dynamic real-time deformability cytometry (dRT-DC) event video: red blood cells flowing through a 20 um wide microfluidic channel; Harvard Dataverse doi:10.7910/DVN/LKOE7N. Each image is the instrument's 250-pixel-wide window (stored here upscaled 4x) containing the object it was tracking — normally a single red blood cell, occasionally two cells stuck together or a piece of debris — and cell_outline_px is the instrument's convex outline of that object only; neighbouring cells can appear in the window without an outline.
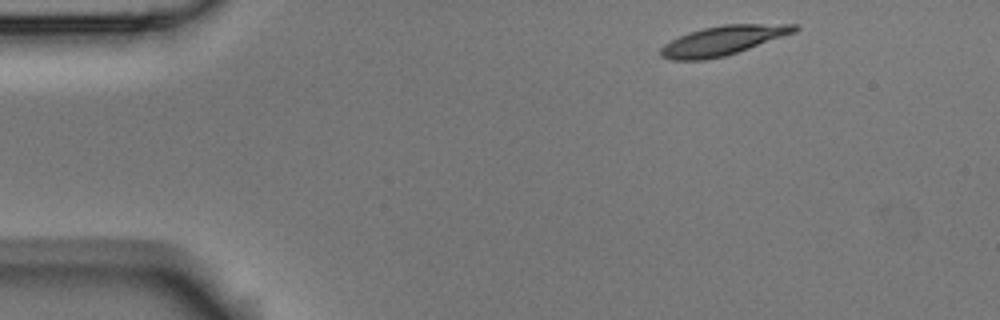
{"species": "Egyptian fruit bat (a non-hibernating species)", "species_latin": "Rousettus aegyptiacus", "temperature_condition": "room temperature", "stored_images_in_passage": 47, "camera_frame_rate_fps": 3000, "um_per_image_px": 0.085, "animal": {"sex": "male"}, "frame": {"image": 1, "passage_image": 1, "time_ms": 0.0, "image_size_px": [1000, 320], "cell_outline_px": [[800, 28], [796, 32], [724, 56], [704, 60], [672, 60], [660, 56], [660, 48], [664, 44], [688, 32], [704, 28], [724, 24], [796, 24]], "centroid_in_image_um": [61.43, 3.44], "position_along_channel_um": 23.6, "area_um2": 22.66}}
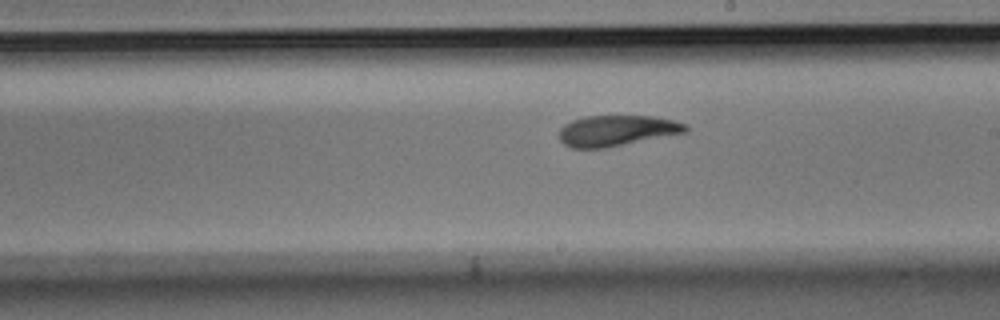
{"frame": {"image": 2, "passage_image": 24, "time_ms": 7.667, "image_size_px": [1000, 320], "cell_outline_px": [[688, 132], [608, 148], [572, 148], [564, 144], [560, 140], [560, 128], [564, 124], [572, 120], [584, 116], [652, 116], [672, 120], [688, 124]], "centroid_in_image_um": [52.44, 11.11], "position_along_channel_um": 236.6, "area_um2": 22.89}}
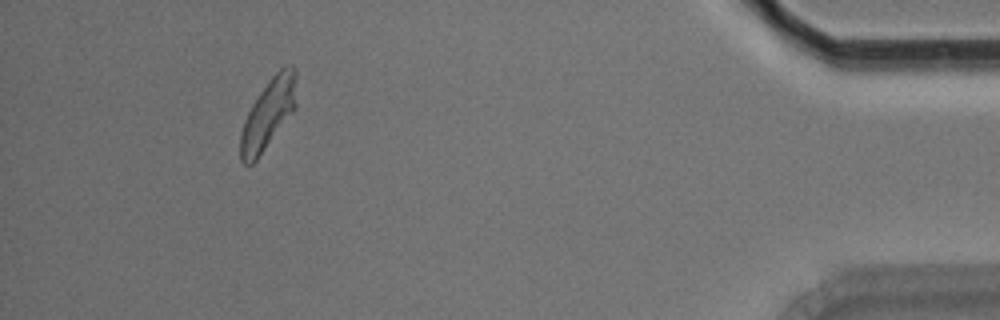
{"frame": {"image": 3, "passage_image": 43, "time_ms": 14.0, "image_size_px": [1000, 320], "cell_outline_px": [[296, 108], [256, 160], [252, 164], [244, 164], [240, 160], [240, 132], [244, 120], [252, 104], [260, 92], [272, 76], [280, 68], [288, 64], [292, 64], [296, 68]], "centroid_in_image_um": [22.81, 9.66], "position_along_channel_um": 412.4, "area_um2": 22.77}, "authors_computed_cell_mechanics": {"area_um2": 22.8888, "velocity_mm_per_s": 3.7472, "shape_relaxation_time_tau1_ms": 4.6005, "shape_relaxation_time_tau2_ms": 2.8522, "deformation_change_tau1": 0.1506, "deformation_change_tau2": 0.095}}